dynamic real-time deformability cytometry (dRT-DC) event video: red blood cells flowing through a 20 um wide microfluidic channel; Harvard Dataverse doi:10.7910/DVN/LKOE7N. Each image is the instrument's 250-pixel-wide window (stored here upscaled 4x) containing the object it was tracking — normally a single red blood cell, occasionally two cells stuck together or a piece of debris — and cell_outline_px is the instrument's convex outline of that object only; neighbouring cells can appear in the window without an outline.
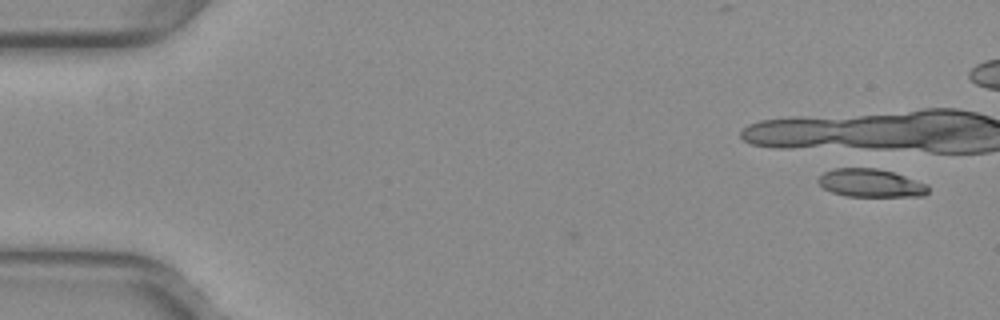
{"species": "common noctule bat (a hibernating species)", "species_latin": "Nyctalus noctula", "temperature_condition": "warm", "stored_images_in_passage": 3, "camera_frame_rate_fps": 3000, "um_per_image_px": 0.085, "animal": {"sex": "female", "body_mass_g": 29.2, "forearm_length_mm": 56.3}, "frame": {"image": 1, "passage_image": 3, "time_ms": 0.667, "image_size_px": [1000, 320], "cell_outline_px": [[928, 192], [924, 196], [848, 196], [832, 192], [824, 188], [816, 180], [824, 172], [832, 168], [868, 164], [928, 184]], "centroid_in_image_um": [73.97, 15.5], "position_along_channel_um": 11.0, "area_um2": 18.67}}